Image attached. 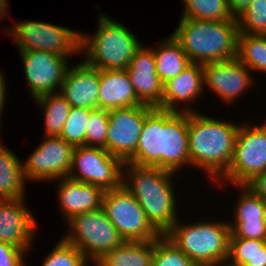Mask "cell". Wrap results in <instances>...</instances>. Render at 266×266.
Listing matches in <instances>:
<instances>
[{"label": "cell", "instance_id": "obj_16", "mask_svg": "<svg viewBox=\"0 0 266 266\" xmlns=\"http://www.w3.org/2000/svg\"><path fill=\"white\" fill-rule=\"evenodd\" d=\"M183 168L190 169L188 112L163 110L161 169L181 175Z\"/></svg>", "mask_w": 266, "mask_h": 266}, {"label": "cell", "instance_id": "obj_8", "mask_svg": "<svg viewBox=\"0 0 266 266\" xmlns=\"http://www.w3.org/2000/svg\"><path fill=\"white\" fill-rule=\"evenodd\" d=\"M65 224L67 232L61 237L76 246L92 264L124 242L102 207L75 215Z\"/></svg>", "mask_w": 266, "mask_h": 266}, {"label": "cell", "instance_id": "obj_32", "mask_svg": "<svg viewBox=\"0 0 266 266\" xmlns=\"http://www.w3.org/2000/svg\"><path fill=\"white\" fill-rule=\"evenodd\" d=\"M151 266H197L165 235L154 239Z\"/></svg>", "mask_w": 266, "mask_h": 266}, {"label": "cell", "instance_id": "obj_20", "mask_svg": "<svg viewBox=\"0 0 266 266\" xmlns=\"http://www.w3.org/2000/svg\"><path fill=\"white\" fill-rule=\"evenodd\" d=\"M57 186L56 197L58 208L67 222L75 215L98 210L102 207L104 190L96 185L73 180L64 177L55 180ZM58 181V183H57ZM60 206V207H59Z\"/></svg>", "mask_w": 266, "mask_h": 266}, {"label": "cell", "instance_id": "obj_39", "mask_svg": "<svg viewBox=\"0 0 266 266\" xmlns=\"http://www.w3.org/2000/svg\"><path fill=\"white\" fill-rule=\"evenodd\" d=\"M6 78H7L6 74H4L0 68V122L1 123H3L2 122V119H3L2 115H4V113H3L4 109L7 108V107H5V104H7L6 103V97H7L6 94L9 91V90H7L8 87H6L7 86V84H6L7 79Z\"/></svg>", "mask_w": 266, "mask_h": 266}, {"label": "cell", "instance_id": "obj_33", "mask_svg": "<svg viewBox=\"0 0 266 266\" xmlns=\"http://www.w3.org/2000/svg\"><path fill=\"white\" fill-rule=\"evenodd\" d=\"M92 109L71 107L59 137L73 147L85 145L86 125Z\"/></svg>", "mask_w": 266, "mask_h": 266}, {"label": "cell", "instance_id": "obj_18", "mask_svg": "<svg viewBox=\"0 0 266 266\" xmlns=\"http://www.w3.org/2000/svg\"><path fill=\"white\" fill-rule=\"evenodd\" d=\"M147 44L136 52L126 71L133 89L143 105L161 106L163 83L156 73L153 49Z\"/></svg>", "mask_w": 266, "mask_h": 266}, {"label": "cell", "instance_id": "obj_4", "mask_svg": "<svg viewBox=\"0 0 266 266\" xmlns=\"http://www.w3.org/2000/svg\"><path fill=\"white\" fill-rule=\"evenodd\" d=\"M97 17L95 34L81 32L82 60L101 70H126L143 43L125 24L108 14L100 13Z\"/></svg>", "mask_w": 266, "mask_h": 266}, {"label": "cell", "instance_id": "obj_42", "mask_svg": "<svg viewBox=\"0 0 266 266\" xmlns=\"http://www.w3.org/2000/svg\"><path fill=\"white\" fill-rule=\"evenodd\" d=\"M214 266H243V265L233 263V262L229 261L228 259H226V260L218 262Z\"/></svg>", "mask_w": 266, "mask_h": 266}, {"label": "cell", "instance_id": "obj_22", "mask_svg": "<svg viewBox=\"0 0 266 266\" xmlns=\"http://www.w3.org/2000/svg\"><path fill=\"white\" fill-rule=\"evenodd\" d=\"M163 109L153 108L145 117L135 154L127 161L161 169Z\"/></svg>", "mask_w": 266, "mask_h": 266}, {"label": "cell", "instance_id": "obj_15", "mask_svg": "<svg viewBox=\"0 0 266 266\" xmlns=\"http://www.w3.org/2000/svg\"><path fill=\"white\" fill-rule=\"evenodd\" d=\"M32 212L26 198L0 200V241L31 250L39 232V224Z\"/></svg>", "mask_w": 266, "mask_h": 266}, {"label": "cell", "instance_id": "obj_11", "mask_svg": "<svg viewBox=\"0 0 266 266\" xmlns=\"http://www.w3.org/2000/svg\"><path fill=\"white\" fill-rule=\"evenodd\" d=\"M43 141L35 148L26 161L23 171L27 182H55L68 177L74 147L59 136H43Z\"/></svg>", "mask_w": 266, "mask_h": 266}, {"label": "cell", "instance_id": "obj_10", "mask_svg": "<svg viewBox=\"0 0 266 266\" xmlns=\"http://www.w3.org/2000/svg\"><path fill=\"white\" fill-rule=\"evenodd\" d=\"M124 162L101 147H74L68 177L101 187L104 191L122 185Z\"/></svg>", "mask_w": 266, "mask_h": 266}, {"label": "cell", "instance_id": "obj_5", "mask_svg": "<svg viewBox=\"0 0 266 266\" xmlns=\"http://www.w3.org/2000/svg\"><path fill=\"white\" fill-rule=\"evenodd\" d=\"M228 219L204 216L194 223L178 219L164 235L197 266H214L228 259L231 234Z\"/></svg>", "mask_w": 266, "mask_h": 266}, {"label": "cell", "instance_id": "obj_23", "mask_svg": "<svg viewBox=\"0 0 266 266\" xmlns=\"http://www.w3.org/2000/svg\"><path fill=\"white\" fill-rule=\"evenodd\" d=\"M0 141V200L26 198L23 161Z\"/></svg>", "mask_w": 266, "mask_h": 266}, {"label": "cell", "instance_id": "obj_1", "mask_svg": "<svg viewBox=\"0 0 266 266\" xmlns=\"http://www.w3.org/2000/svg\"><path fill=\"white\" fill-rule=\"evenodd\" d=\"M208 113H188L190 168L215 184L229 169L240 124ZM201 170V171H200Z\"/></svg>", "mask_w": 266, "mask_h": 266}, {"label": "cell", "instance_id": "obj_40", "mask_svg": "<svg viewBox=\"0 0 266 266\" xmlns=\"http://www.w3.org/2000/svg\"><path fill=\"white\" fill-rule=\"evenodd\" d=\"M251 2L252 0H227L229 10L234 17L241 14Z\"/></svg>", "mask_w": 266, "mask_h": 266}, {"label": "cell", "instance_id": "obj_31", "mask_svg": "<svg viewBox=\"0 0 266 266\" xmlns=\"http://www.w3.org/2000/svg\"><path fill=\"white\" fill-rule=\"evenodd\" d=\"M41 266H93L86 256L62 237L54 244Z\"/></svg>", "mask_w": 266, "mask_h": 266}, {"label": "cell", "instance_id": "obj_2", "mask_svg": "<svg viewBox=\"0 0 266 266\" xmlns=\"http://www.w3.org/2000/svg\"><path fill=\"white\" fill-rule=\"evenodd\" d=\"M178 175L180 176L155 166H141L129 162L123 165L122 184L137 199L148 221L161 235L178 219H183L179 217L182 212L179 211L182 209L179 206L183 205H180V200L177 199L179 194L174 182Z\"/></svg>", "mask_w": 266, "mask_h": 266}, {"label": "cell", "instance_id": "obj_6", "mask_svg": "<svg viewBox=\"0 0 266 266\" xmlns=\"http://www.w3.org/2000/svg\"><path fill=\"white\" fill-rule=\"evenodd\" d=\"M4 29L12 37L19 52L41 50L68 59L81 55V30L29 19L16 21L2 30Z\"/></svg>", "mask_w": 266, "mask_h": 266}, {"label": "cell", "instance_id": "obj_41", "mask_svg": "<svg viewBox=\"0 0 266 266\" xmlns=\"http://www.w3.org/2000/svg\"><path fill=\"white\" fill-rule=\"evenodd\" d=\"M9 1L8 0H0V22H2L3 20H5L6 18H8V16H10L9 8Z\"/></svg>", "mask_w": 266, "mask_h": 266}, {"label": "cell", "instance_id": "obj_7", "mask_svg": "<svg viewBox=\"0 0 266 266\" xmlns=\"http://www.w3.org/2000/svg\"><path fill=\"white\" fill-rule=\"evenodd\" d=\"M249 120L240 123L230 167L214 184L219 186L217 191L224 190L225 185H245L266 171V123L253 125Z\"/></svg>", "mask_w": 266, "mask_h": 266}, {"label": "cell", "instance_id": "obj_26", "mask_svg": "<svg viewBox=\"0 0 266 266\" xmlns=\"http://www.w3.org/2000/svg\"><path fill=\"white\" fill-rule=\"evenodd\" d=\"M44 120V136H59L67 120L71 105L59 93L44 94L33 99Z\"/></svg>", "mask_w": 266, "mask_h": 266}, {"label": "cell", "instance_id": "obj_14", "mask_svg": "<svg viewBox=\"0 0 266 266\" xmlns=\"http://www.w3.org/2000/svg\"><path fill=\"white\" fill-rule=\"evenodd\" d=\"M152 109L137 105L109 110L106 150L127 162L136 152L144 119Z\"/></svg>", "mask_w": 266, "mask_h": 266}, {"label": "cell", "instance_id": "obj_27", "mask_svg": "<svg viewBox=\"0 0 266 266\" xmlns=\"http://www.w3.org/2000/svg\"><path fill=\"white\" fill-rule=\"evenodd\" d=\"M236 58L252 73L266 74V36L239 33Z\"/></svg>", "mask_w": 266, "mask_h": 266}, {"label": "cell", "instance_id": "obj_21", "mask_svg": "<svg viewBox=\"0 0 266 266\" xmlns=\"http://www.w3.org/2000/svg\"><path fill=\"white\" fill-rule=\"evenodd\" d=\"M143 105L130 82L126 70L99 69L98 109L112 110Z\"/></svg>", "mask_w": 266, "mask_h": 266}, {"label": "cell", "instance_id": "obj_25", "mask_svg": "<svg viewBox=\"0 0 266 266\" xmlns=\"http://www.w3.org/2000/svg\"><path fill=\"white\" fill-rule=\"evenodd\" d=\"M154 240L124 241L104 254L93 266H151Z\"/></svg>", "mask_w": 266, "mask_h": 266}, {"label": "cell", "instance_id": "obj_38", "mask_svg": "<svg viewBox=\"0 0 266 266\" xmlns=\"http://www.w3.org/2000/svg\"><path fill=\"white\" fill-rule=\"evenodd\" d=\"M244 186L254 195L266 201V171L254 176Z\"/></svg>", "mask_w": 266, "mask_h": 266}, {"label": "cell", "instance_id": "obj_17", "mask_svg": "<svg viewBox=\"0 0 266 266\" xmlns=\"http://www.w3.org/2000/svg\"><path fill=\"white\" fill-rule=\"evenodd\" d=\"M205 94L202 64L191 62L182 73L163 83L159 108L174 112H198L193 105L200 102Z\"/></svg>", "mask_w": 266, "mask_h": 266}, {"label": "cell", "instance_id": "obj_9", "mask_svg": "<svg viewBox=\"0 0 266 266\" xmlns=\"http://www.w3.org/2000/svg\"><path fill=\"white\" fill-rule=\"evenodd\" d=\"M102 208L124 241H149L161 235L123 184L119 188L104 191Z\"/></svg>", "mask_w": 266, "mask_h": 266}, {"label": "cell", "instance_id": "obj_34", "mask_svg": "<svg viewBox=\"0 0 266 266\" xmlns=\"http://www.w3.org/2000/svg\"><path fill=\"white\" fill-rule=\"evenodd\" d=\"M236 18L239 33L266 35V0H252Z\"/></svg>", "mask_w": 266, "mask_h": 266}, {"label": "cell", "instance_id": "obj_29", "mask_svg": "<svg viewBox=\"0 0 266 266\" xmlns=\"http://www.w3.org/2000/svg\"><path fill=\"white\" fill-rule=\"evenodd\" d=\"M180 18L227 21L237 20L230 12L227 0H182Z\"/></svg>", "mask_w": 266, "mask_h": 266}, {"label": "cell", "instance_id": "obj_13", "mask_svg": "<svg viewBox=\"0 0 266 266\" xmlns=\"http://www.w3.org/2000/svg\"><path fill=\"white\" fill-rule=\"evenodd\" d=\"M202 67L204 90L213 91L227 107L235 106L241 96L256 86L252 71L237 58L205 63Z\"/></svg>", "mask_w": 266, "mask_h": 266}, {"label": "cell", "instance_id": "obj_28", "mask_svg": "<svg viewBox=\"0 0 266 266\" xmlns=\"http://www.w3.org/2000/svg\"><path fill=\"white\" fill-rule=\"evenodd\" d=\"M228 260L243 266H266V240L229 238Z\"/></svg>", "mask_w": 266, "mask_h": 266}, {"label": "cell", "instance_id": "obj_30", "mask_svg": "<svg viewBox=\"0 0 266 266\" xmlns=\"http://www.w3.org/2000/svg\"><path fill=\"white\" fill-rule=\"evenodd\" d=\"M239 191V197L235 195L236 201L233 206L232 215L234 219L228 221H266V201L254 195L244 185L234 186ZM240 188V190H239Z\"/></svg>", "mask_w": 266, "mask_h": 266}, {"label": "cell", "instance_id": "obj_24", "mask_svg": "<svg viewBox=\"0 0 266 266\" xmlns=\"http://www.w3.org/2000/svg\"><path fill=\"white\" fill-rule=\"evenodd\" d=\"M153 45L150 47L154 52L156 73L162 83L178 76L191 63L172 34Z\"/></svg>", "mask_w": 266, "mask_h": 266}, {"label": "cell", "instance_id": "obj_37", "mask_svg": "<svg viewBox=\"0 0 266 266\" xmlns=\"http://www.w3.org/2000/svg\"><path fill=\"white\" fill-rule=\"evenodd\" d=\"M30 250H23L0 241V266H27ZM26 258V259H25Z\"/></svg>", "mask_w": 266, "mask_h": 266}, {"label": "cell", "instance_id": "obj_35", "mask_svg": "<svg viewBox=\"0 0 266 266\" xmlns=\"http://www.w3.org/2000/svg\"><path fill=\"white\" fill-rule=\"evenodd\" d=\"M109 116L107 110L94 109L86 125L85 146L101 147L106 150Z\"/></svg>", "mask_w": 266, "mask_h": 266}, {"label": "cell", "instance_id": "obj_19", "mask_svg": "<svg viewBox=\"0 0 266 266\" xmlns=\"http://www.w3.org/2000/svg\"><path fill=\"white\" fill-rule=\"evenodd\" d=\"M69 66L59 93L71 107L98 109L99 69L87 65L82 59Z\"/></svg>", "mask_w": 266, "mask_h": 266}, {"label": "cell", "instance_id": "obj_3", "mask_svg": "<svg viewBox=\"0 0 266 266\" xmlns=\"http://www.w3.org/2000/svg\"><path fill=\"white\" fill-rule=\"evenodd\" d=\"M171 34L181 44L190 62L203 65L237 57V20L179 18L178 26Z\"/></svg>", "mask_w": 266, "mask_h": 266}, {"label": "cell", "instance_id": "obj_36", "mask_svg": "<svg viewBox=\"0 0 266 266\" xmlns=\"http://www.w3.org/2000/svg\"><path fill=\"white\" fill-rule=\"evenodd\" d=\"M229 238L266 240V221H228Z\"/></svg>", "mask_w": 266, "mask_h": 266}, {"label": "cell", "instance_id": "obj_12", "mask_svg": "<svg viewBox=\"0 0 266 266\" xmlns=\"http://www.w3.org/2000/svg\"><path fill=\"white\" fill-rule=\"evenodd\" d=\"M18 53L21 55L28 95L32 100L44 94L59 92L61 83L71 65L70 59L41 50Z\"/></svg>", "mask_w": 266, "mask_h": 266}]
</instances>
